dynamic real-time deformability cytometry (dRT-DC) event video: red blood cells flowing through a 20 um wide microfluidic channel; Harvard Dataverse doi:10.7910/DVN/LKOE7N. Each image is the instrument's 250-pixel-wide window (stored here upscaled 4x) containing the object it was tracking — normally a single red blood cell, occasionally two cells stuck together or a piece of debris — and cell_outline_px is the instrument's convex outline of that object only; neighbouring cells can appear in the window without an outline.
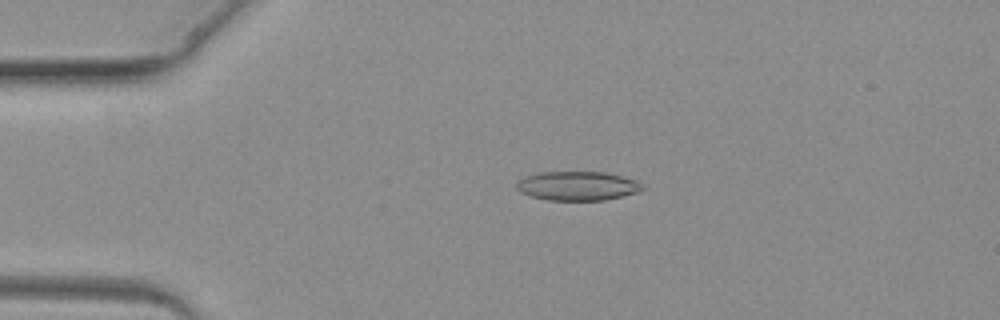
{"species": "common noctule bat (a hibernating species)", "species_latin": "Nyctalus noctula", "temperature_condition": "warm", "stored_images_in_passage": 34, "camera_frame_rate_fps": 3000, "um_per_image_px": 0.085, "animal": {"sex": "female", "body_mass_g": 19.3, "forearm_length_mm": 54.1}, "frame": {"image": 1, "passage_image": 3, "time_ms": 0.667, "image_size_px": [1000, 320], "cell_outline_px": [[648, 188], [636, 192], [604, 200], [548, 200], [528, 196], [520, 192], [516, 188], [516, 180], [540, 172], [604, 172], [636, 180], [644, 184]], "centroid_in_image_um": [49.07, 15.8], "position_along_channel_um": 35.9, "area_um2": 21.39}}
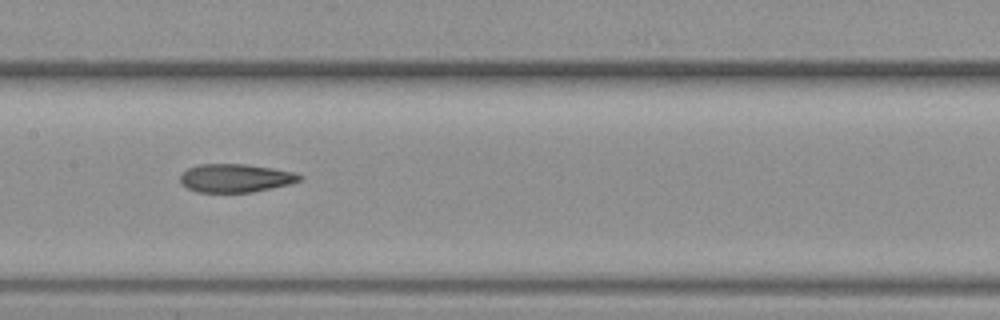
{"frame": {"image": 2, "passage_image": 14, "time_ms": 4.333, "image_size_px": [1000, 320], "cell_outline_px": [[304, 176], [300, 180], [288, 184], [272, 188], [252, 192], [196, 192], [180, 184], [180, 172], [188, 168], [200, 164], [248, 164], [272, 168], [292, 172]], "centroid_in_image_um": [19.97, 15.13], "position_along_channel_um": 187.4, "area_um2": 19.77}}
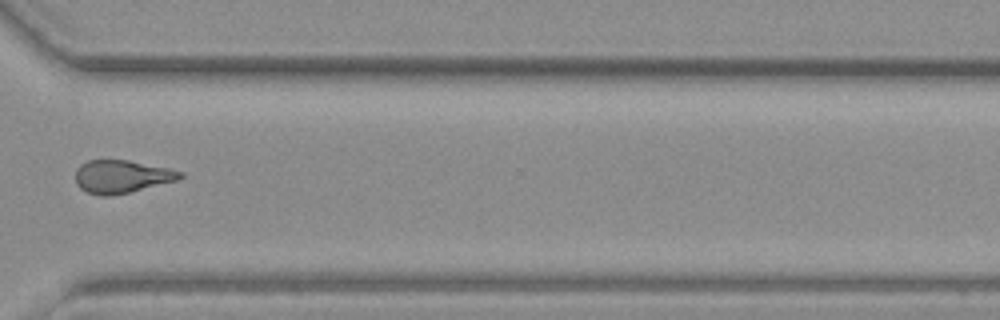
{"frame": {"image": 3, "passage_image": 24, "time_ms": 7.667, "image_size_px": [1000, 320], "cell_outline_px": [[184, 176], [176, 180], [112, 196], [100, 196], [88, 192], [80, 188], [76, 184], [76, 168], [80, 164], [88, 160], [128, 160], [168, 168], [184, 172]], "centroid_in_image_um": [10.31, 15.0], "position_along_channel_um": 360.3, "area_um2": 19.94}}